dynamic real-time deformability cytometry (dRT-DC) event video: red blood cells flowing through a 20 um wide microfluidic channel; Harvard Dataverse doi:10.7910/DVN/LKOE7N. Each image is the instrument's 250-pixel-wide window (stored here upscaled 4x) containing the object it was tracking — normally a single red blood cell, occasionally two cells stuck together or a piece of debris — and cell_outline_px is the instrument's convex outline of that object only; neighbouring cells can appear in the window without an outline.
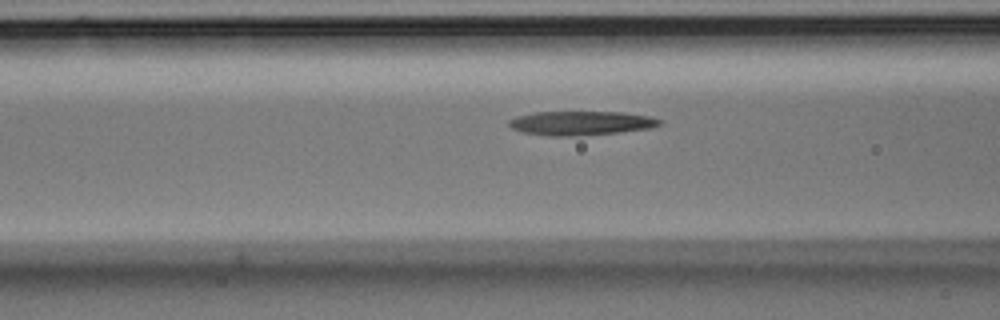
{"species": "Egyptian fruit bat (a non-hibernating species)", "species_latin": "Rousettus aegyptiacus", "temperature_condition": "room temperature", "stored_images_in_passage": 37, "camera_frame_rate_fps": 3000, "um_per_image_px": 0.085, "animal": {"sex": "male"}, "frame": {"image": 1, "passage_image": 14, "time_ms": 4.333, "image_size_px": [1000, 320], "cell_outline_px": [[664, 124], [648, 128], [620, 132], [580, 136], [548, 136], [520, 132], [512, 128], [508, 124], [508, 120], [516, 116], [536, 112], [624, 112], [652, 116], [664, 120]], "centroid_in_image_um": [49.41, 10.46], "position_along_channel_um": 117.2, "area_um2": 21.5}}
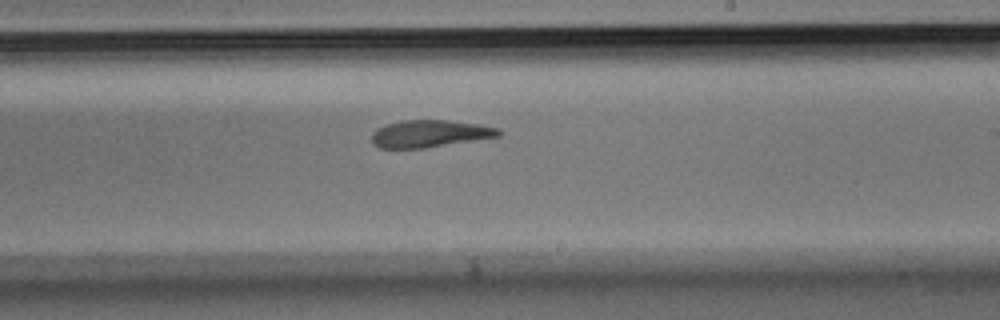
{"frame": {"image": 2, "passage_image": 25, "time_ms": 8.0, "image_size_px": [1000, 320], "cell_outline_px": [[504, 132], [500, 136], [424, 148], [380, 148], [372, 144], [372, 132], [376, 128], [400, 120], [448, 120], [480, 124], [500, 128]], "centroid_in_image_um": [36.55, 11.35], "position_along_channel_um": 252.5, "area_um2": 20.29}}
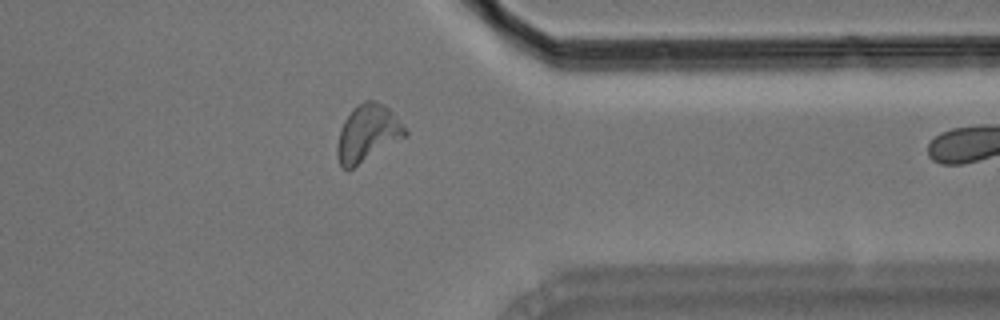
{"frame": {"image": 3, "passage_image": 36, "time_ms": 11.667, "image_size_px": [1000, 320], "cell_outline_px": [[408, 136], [352, 168], [340, 168], [336, 152], [336, 148], [340, 128], [344, 120], [352, 108], [364, 100], [376, 100], [384, 104], [396, 116], [408, 132]], "centroid_in_image_um": [31.24, 11.31], "position_along_channel_um": 380.2, "area_um2": 22.66}}